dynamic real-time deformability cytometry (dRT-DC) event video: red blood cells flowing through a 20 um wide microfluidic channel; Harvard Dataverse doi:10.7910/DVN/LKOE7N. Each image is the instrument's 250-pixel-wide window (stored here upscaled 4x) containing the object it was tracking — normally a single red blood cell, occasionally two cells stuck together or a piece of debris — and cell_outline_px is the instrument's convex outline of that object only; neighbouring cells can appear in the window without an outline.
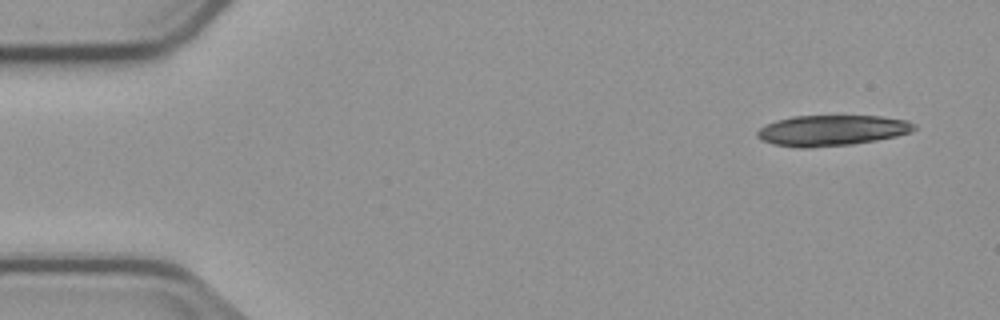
{"species": "common noctule bat (a hibernating species)", "species_latin": "Nyctalus noctula", "temperature_condition": "cold", "stored_images_in_passage": 7, "camera_frame_rate_fps": 3000, "um_per_image_px": 0.085, "animal": {"sex": "male", "body_mass_g": 23.1, "forearm_length_mm": 52.7}, "frame": {"image": 1, "passage_image": 1, "time_ms": 0.0, "image_size_px": [1000, 320], "cell_outline_px": [[916, 128], [912, 132], [896, 136], [876, 140], [852, 144], [812, 148], [796, 148], [772, 144], [760, 140], [756, 136], [756, 132], [764, 124], [776, 120], [792, 116], [880, 116], [908, 120], [916, 124]], "centroid_in_image_um": [70.67, 11.09], "position_along_channel_um": 14.3, "area_um2": 28.44}}
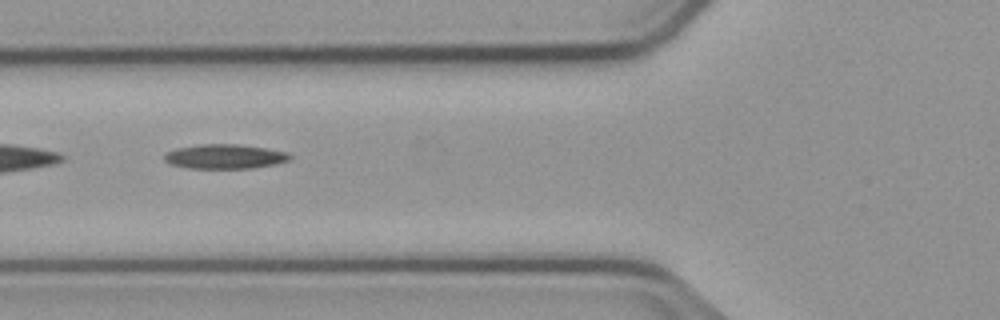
{"frame": {"image": 2, "passage_image": 6, "time_ms": 5.667, "image_size_px": [1000, 320], "cell_outline_px": [[292, 156], [288, 160], [276, 164], [252, 168], [188, 168], [168, 164], [164, 160], [164, 156], [168, 152], [176, 148], [200, 144], [236, 144], [264, 148], [288, 152]], "centroid_in_image_um": [19.09, 13.3], "position_along_channel_um": 106.7, "area_um2": 17.86}}
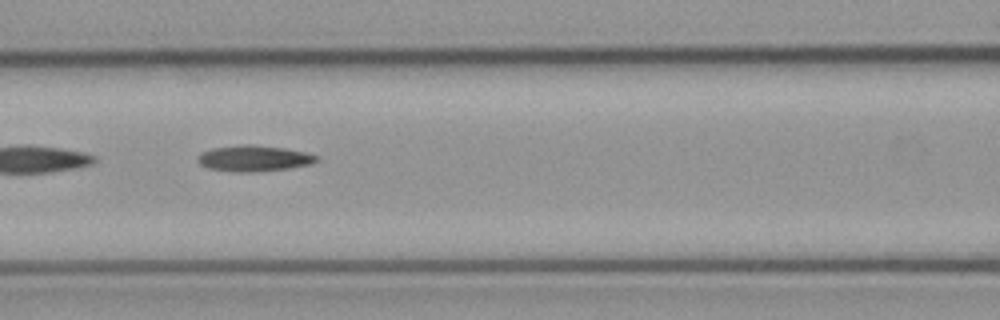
{"frame": {"image": 3, "passage_image": 7, "time_ms": 6.667, "image_size_px": [1000, 320], "cell_outline_px": [[320, 160], [312, 164], [288, 168], [256, 172], [236, 172], [208, 168], [200, 164], [196, 160], [196, 156], [212, 148], [240, 144], [252, 144], [284, 148], [304, 152], [320, 156]], "centroid_in_image_um": [21.6, 13.46], "position_along_channel_um": 145.0, "area_um2": 18.15}}